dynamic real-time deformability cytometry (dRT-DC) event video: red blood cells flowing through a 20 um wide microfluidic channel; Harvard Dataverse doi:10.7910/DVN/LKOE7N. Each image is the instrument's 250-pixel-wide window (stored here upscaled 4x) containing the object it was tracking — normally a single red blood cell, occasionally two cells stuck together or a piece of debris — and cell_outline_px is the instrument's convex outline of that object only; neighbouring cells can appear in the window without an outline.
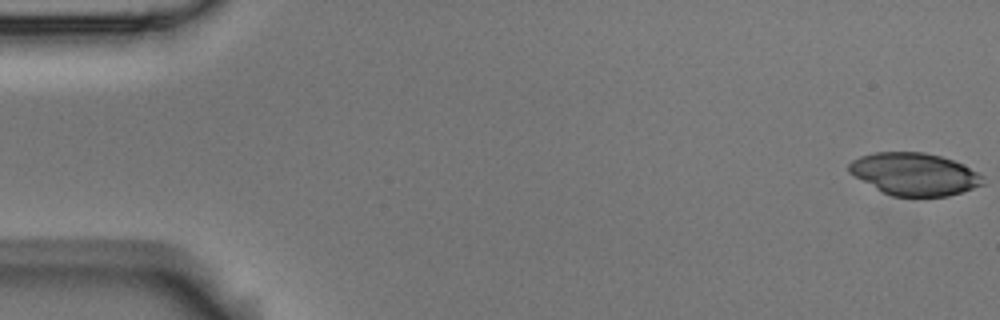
{"species": "Egyptian fruit bat (a non-hibernating species)", "species_latin": "Rousettus aegyptiacus", "temperature_condition": "room temperature", "stored_images_in_passage": 5, "segment_of_instrument_passage": [2, 2], "camera_frame_rate_fps": 3000, "um_per_image_px": 0.085, "animal": {"sex": "male"}, "frame": {"image": 1, "passage_image": 5, "time_ms": 1.333, "image_size_px": [1000, 320], "cell_outline_px": [[984, 184], [948, 196], [892, 196], [876, 188], [848, 172], [848, 164], [852, 160], [860, 156], [876, 152], [924, 152], [940, 156], [964, 164], [984, 176]], "centroid_in_image_um": [77.74, 14.79], "position_along_channel_um": 7.3, "area_um2": 32.89}}